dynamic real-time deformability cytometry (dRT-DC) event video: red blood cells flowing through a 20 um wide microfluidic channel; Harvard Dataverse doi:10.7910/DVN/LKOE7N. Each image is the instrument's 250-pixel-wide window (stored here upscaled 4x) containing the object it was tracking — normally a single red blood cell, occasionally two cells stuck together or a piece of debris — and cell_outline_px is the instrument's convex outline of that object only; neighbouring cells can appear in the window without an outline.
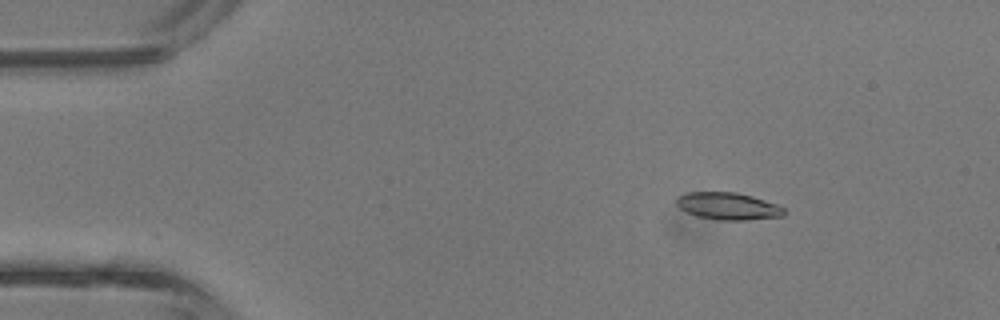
{"species": "common noctule bat (a hibernating species)", "species_latin": "Nyctalus noctula", "temperature_condition": "room temperature", "stored_images_in_passage": 38, "camera_frame_rate_fps": 3000, "um_per_image_px": 0.085, "animal": {"sex": "male", "body_mass_g": 13.3}, "frame": {"image": 1, "passage_image": 2, "time_ms": 0.333, "image_size_px": [1000, 320], "cell_outline_px": [[788, 212], [784, 216], [744, 220], [720, 220], [696, 216], [680, 208], [676, 204], [676, 200], [680, 196], [688, 192], [736, 192], [752, 196], [776, 204], [784, 208]], "centroid_in_image_um": [61.92, 17.52], "position_along_channel_um": 23.1, "area_um2": 16.99}}
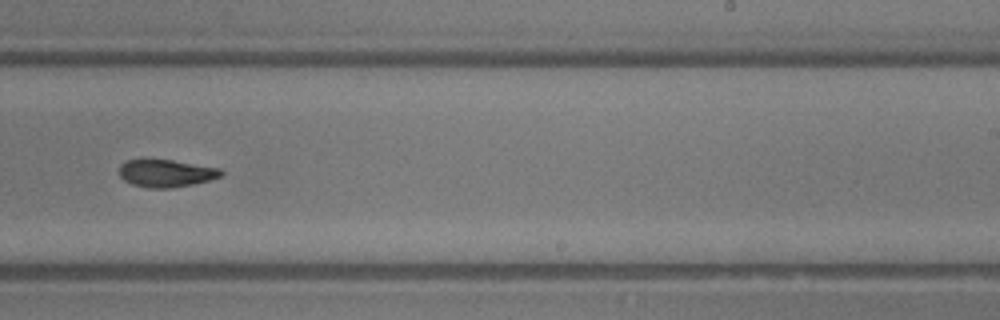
{"frame": {"image": 2, "passage_image": 22, "time_ms": 7.0, "image_size_px": [1000, 320], "cell_outline_px": [[224, 176], [192, 184], [172, 188], [148, 188], [132, 184], [124, 180], [120, 176], [120, 164], [128, 160], [172, 160], [220, 168], [224, 172]], "centroid_in_image_um": [14.15, 14.73], "position_along_channel_um": 274.9, "area_um2": 16.24}}
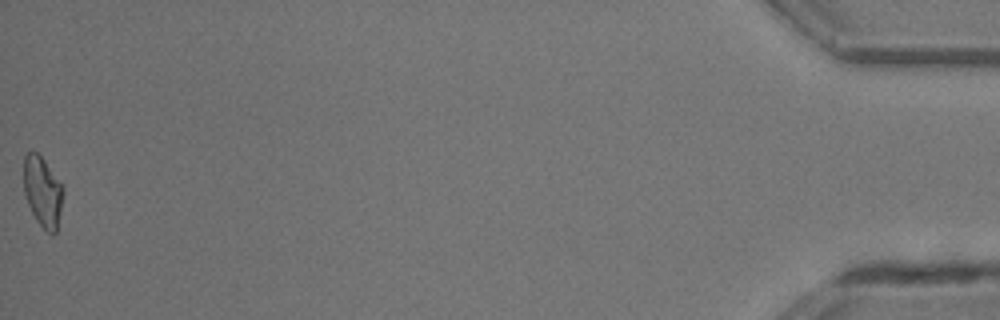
{"frame": {"image": 3, "passage_image": 38, "time_ms": 12.333, "image_size_px": [1000, 320], "cell_outline_px": [[64, 192], [56, 232], [52, 236], [36, 220], [24, 196], [24, 156], [28, 152], [36, 152], [44, 160], [64, 188]], "centroid_in_image_um": [3.62, 16.31], "position_along_channel_um": 431.6, "area_um2": 16.01}, "authors_computed_cell_mechanics": {"area_um2": 17.051, "velocity_mm_per_s": 4.9185, "shape_relaxation_time_tau1_ms": 3.226, "shape_relaxation_time_tau2_ms": 7.5368, "deformation_change_tau1": 0.1355, "deformation_change_tau2": 0.1317}}